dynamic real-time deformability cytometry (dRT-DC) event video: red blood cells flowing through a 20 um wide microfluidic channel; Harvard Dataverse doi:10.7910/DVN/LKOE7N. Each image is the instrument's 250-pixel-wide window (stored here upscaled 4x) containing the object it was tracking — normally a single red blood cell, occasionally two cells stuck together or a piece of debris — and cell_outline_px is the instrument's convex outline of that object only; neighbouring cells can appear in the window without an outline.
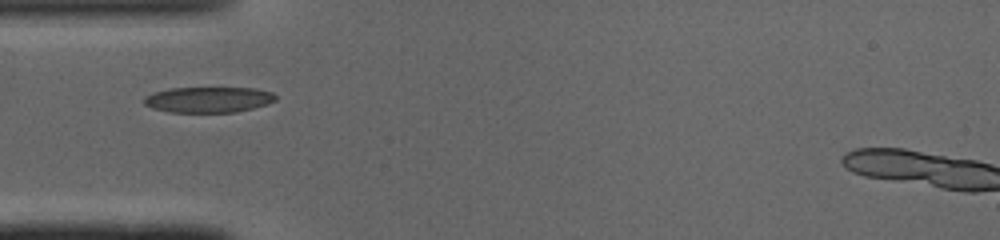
{"species": "common noctule bat (a hibernating species)", "species_latin": "Nyctalus noctula", "temperature_condition": "cold", "stored_images_in_passage": 33, "camera_frame_rate_fps": 3000, "um_per_image_px": 0.085, "animal": {"sex": "male", "body_mass_g": 19.0, "forearm_length_mm": 50.8}, "frame": {"image": 1, "passage_image": 1, "time_ms": 0.0, "image_size_px": [1000, 240], "cell_outline_px": [[276, 100], [268, 104], [236, 112], [172, 112], [152, 108], [144, 104], [144, 96], [152, 92], [172, 88], [256, 88], [272, 92], [276, 96]], "centroid_in_image_um": [17.72, 8.46], "position_along_channel_um": 67.3, "area_um2": 19.71}}
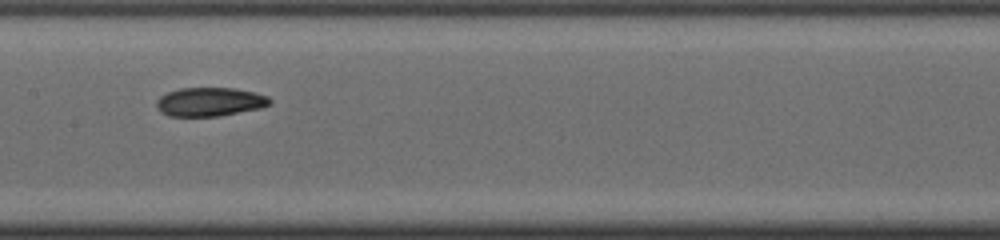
{"frame": {"image": 2, "passage_image": 10, "time_ms": 3.0, "image_size_px": [1000, 240], "cell_outline_px": [[272, 104], [260, 108], [220, 116], [168, 116], [160, 112], [156, 108], [156, 100], [160, 96], [168, 92], [180, 88], [236, 88], [268, 96], [272, 100]], "centroid_in_image_um": [17.82, 8.66], "position_along_channel_um": 189.6, "area_um2": 19.13}}
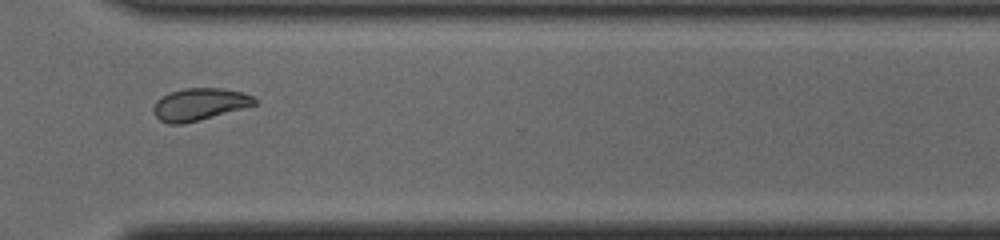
{"frame": {"image": 3, "passage_image": 22, "time_ms": 7.0, "image_size_px": [1000, 240], "cell_outline_px": [[256, 104], [184, 124], [168, 124], [160, 120], [152, 112], [152, 108], [156, 100], [160, 96], [168, 92], [184, 88], [220, 88], [244, 92], [256, 96]], "centroid_in_image_um": [16.91, 8.85], "position_along_channel_um": 353.7, "area_um2": 19.07}, "authors_computed_cell_mechanics": {"area_um2": 19.4786, "velocity_mm_per_s": 4.0782, "shape_relaxation_time_tau1_ms": null, "shape_relaxation_time_tau2_ms": 2.5823, "deformation_change_tau1": null, "deformation_change_tau2": 0.0671}}